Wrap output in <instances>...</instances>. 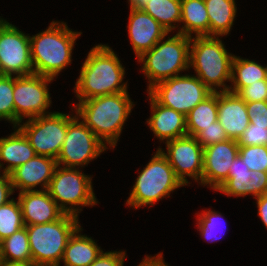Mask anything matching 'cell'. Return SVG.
I'll list each match as a JSON object with an SVG mask.
<instances>
[{
  "mask_svg": "<svg viewBox=\"0 0 267 266\" xmlns=\"http://www.w3.org/2000/svg\"><path fill=\"white\" fill-rule=\"evenodd\" d=\"M125 68L117 54L107 45L91 48L75 83L79 101L108 94L127 92V82L122 83Z\"/></svg>",
  "mask_w": 267,
  "mask_h": 266,
  "instance_id": "6da1fadb",
  "label": "cell"
},
{
  "mask_svg": "<svg viewBox=\"0 0 267 266\" xmlns=\"http://www.w3.org/2000/svg\"><path fill=\"white\" fill-rule=\"evenodd\" d=\"M132 107L134 104L127 91L79 101L73 108L79 119L114 149Z\"/></svg>",
  "mask_w": 267,
  "mask_h": 266,
  "instance_id": "7a4b0ae2",
  "label": "cell"
},
{
  "mask_svg": "<svg viewBox=\"0 0 267 266\" xmlns=\"http://www.w3.org/2000/svg\"><path fill=\"white\" fill-rule=\"evenodd\" d=\"M81 34L70 30L65 22L53 21L45 31L30 36L34 74L57 77L71 64L72 50Z\"/></svg>",
  "mask_w": 267,
  "mask_h": 266,
  "instance_id": "3957f363",
  "label": "cell"
},
{
  "mask_svg": "<svg viewBox=\"0 0 267 266\" xmlns=\"http://www.w3.org/2000/svg\"><path fill=\"white\" fill-rule=\"evenodd\" d=\"M233 57L219 36L190 37L189 67L211 92L229 91Z\"/></svg>",
  "mask_w": 267,
  "mask_h": 266,
  "instance_id": "277c9868",
  "label": "cell"
},
{
  "mask_svg": "<svg viewBox=\"0 0 267 266\" xmlns=\"http://www.w3.org/2000/svg\"><path fill=\"white\" fill-rule=\"evenodd\" d=\"M163 40L137 58L139 63H143L142 72L149 80L147 91L155 84L190 69V37L177 33Z\"/></svg>",
  "mask_w": 267,
  "mask_h": 266,
  "instance_id": "5b68a950",
  "label": "cell"
},
{
  "mask_svg": "<svg viewBox=\"0 0 267 266\" xmlns=\"http://www.w3.org/2000/svg\"><path fill=\"white\" fill-rule=\"evenodd\" d=\"M79 223L77 216L65 213L51 223L25 225L32 262L37 266H60L70 237L81 227Z\"/></svg>",
  "mask_w": 267,
  "mask_h": 266,
  "instance_id": "8992f818",
  "label": "cell"
},
{
  "mask_svg": "<svg viewBox=\"0 0 267 266\" xmlns=\"http://www.w3.org/2000/svg\"><path fill=\"white\" fill-rule=\"evenodd\" d=\"M181 186L184 185L176 177L167 158L157 149L152 159L139 172L126 204L134 209L146 205L151 207L160 199L169 197L171 192Z\"/></svg>",
  "mask_w": 267,
  "mask_h": 266,
  "instance_id": "52a82bcc",
  "label": "cell"
},
{
  "mask_svg": "<svg viewBox=\"0 0 267 266\" xmlns=\"http://www.w3.org/2000/svg\"><path fill=\"white\" fill-rule=\"evenodd\" d=\"M78 169L57 166L47 188L52 199L66 214L77 217L82 211L81 206L92 207L98 203L93 192L92 177Z\"/></svg>",
  "mask_w": 267,
  "mask_h": 266,
  "instance_id": "ba28073f",
  "label": "cell"
},
{
  "mask_svg": "<svg viewBox=\"0 0 267 266\" xmlns=\"http://www.w3.org/2000/svg\"><path fill=\"white\" fill-rule=\"evenodd\" d=\"M147 92L159 104L184 116L212 93L197 76L187 74L161 81Z\"/></svg>",
  "mask_w": 267,
  "mask_h": 266,
  "instance_id": "9c48e42d",
  "label": "cell"
},
{
  "mask_svg": "<svg viewBox=\"0 0 267 266\" xmlns=\"http://www.w3.org/2000/svg\"><path fill=\"white\" fill-rule=\"evenodd\" d=\"M72 115H68L65 140L57 157L58 166L62 165L65 168L84 167L108 149L76 114Z\"/></svg>",
  "mask_w": 267,
  "mask_h": 266,
  "instance_id": "30bf717a",
  "label": "cell"
},
{
  "mask_svg": "<svg viewBox=\"0 0 267 266\" xmlns=\"http://www.w3.org/2000/svg\"><path fill=\"white\" fill-rule=\"evenodd\" d=\"M68 126V114L52 112L28 119L18 128L24 133L37 155L57 160Z\"/></svg>",
  "mask_w": 267,
  "mask_h": 266,
  "instance_id": "8fae6325",
  "label": "cell"
},
{
  "mask_svg": "<svg viewBox=\"0 0 267 266\" xmlns=\"http://www.w3.org/2000/svg\"><path fill=\"white\" fill-rule=\"evenodd\" d=\"M54 79L39 74L13 76V100L15 108V128L23 119L47 115L51 105L48 83Z\"/></svg>",
  "mask_w": 267,
  "mask_h": 266,
  "instance_id": "7c38bea8",
  "label": "cell"
},
{
  "mask_svg": "<svg viewBox=\"0 0 267 266\" xmlns=\"http://www.w3.org/2000/svg\"><path fill=\"white\" fill-rule=\"evenodd\" d=\"M33 73L30 36L3 20L0 24V75L26 76Z\"/></svg>",
  "mask_w": 267,
  "mask_h": 266,
  "instance_id": "4fadbf2b",
  "label": "cell"
},
{
  "mask_svg": "<svg viewBox=\"0 0 267 266\" xmlns=\"http://www.w3.org/2000/svg\"><path fill=\"white\" fill-rule=\"evenodd\" d=\"M166 153L162 148H158L167 158L169 164L174 169L176 177L187 184L188 176L202 185L203 156L204 148L195 137L185 135L165 142ZM187 175V176H186Z\"/></svg>",
  "mask_w": 267,
  "mask_h": 266,
  "instance_id": "5bb4252c",
  "label": "cell"
},
{
  "mask_svg": "<svg viewBox=\"0 0 267 266\" xmlns=\"http://www.w3.org/2000/svg\"><path fill=\"white\" fill-rule=\"evenodd\" d=\"M237 140L228 139L204 148L202 185L217 190L228 178L229 168L238 156Z\"/></svg>",
  "mask_w": 267,
  "mask_h": 266,
  "instance_id": "9a60e30c",
  "label": "cell"
},
{
  "mask_svg": "<svg viewBox=\"0 0 267 266\" xmlns=\"http://www.w3.org/2000/svg\"><path fill=\"white\" fill-rule=\"evenodd\" d=\"M57 166L56 159L36 155L9 174L13 190L34 191L38 185L47 190Z\"/></svg>",
  "mask_w": 267,
  "mask_h": 266,
  "instance_id": "2e32d148",
  "label": "cell"
},
{
  "mask_svg": "<svg viewBox=\"0 0 267 266\" xmlns=\"http://www.w3.org/2000/svg\"><path fill=\"white\" fill-rule=\"evenodd\" d=\"M128 23L130 42L137 58L169 34L159 22L143 10L130 9Z\"/></svg>",
  "mask_w": 267,
  "mask_h": 266,
  "instance_id": "e0dca14e",
  "label": "cell"
},
{
  "mask_svg": "<svg viewBox=\"0 0 267 266\" xmlns=\"http://www.w3.org/2000/svg\"><path fill=\"white\" fill-rule=\"evenodd\" d=\"M18 195L25 225L51 223L65 214L47 190L23 191Z\"/></svg>",
  "mask_w": 267,
  "mask_h": 266,
  "instance_id": "ac0fdd59",
  "label": "cell"
},
{
  "mask_svg": "<svg viewBox=\"0 0 267 266\" xmlns=\"http://www.w3.org/2000/svg\"><path fill=\"white\" fill-rule=\"evenodd\" d=\"M218 121L229 139L238 140L250 124L246 102L238 95L217 92Z\"/></svg>",
  "mask_w": 267,
  "mask_h": 266,
  "instance_id": "d6986e66",
  "label": "cell"
},
{
  "mask_svg": "<svg viewBox=\"0 0 267 266\" xmlns=\"http://www.w3.org/2000/svg\"><path fill=\"white\" fill-rule=\"evenodd\" d=\"M151 117L147 124L160 141H169L187 135L185 116L159 104L149 93Z\"/></svg>",
  "mask_w": 267,
  "mask_h": 266,
  "instance_id": "ffe728a7",
  "label": "cell"
},
{
  "mask_svg": "<svg viewBox=\"0 0 267 266\" xmlns=\"http://www.w3.org/2000/svg\"><path fill=\"white\" fill-rule=\"evenodd\" d=\"M16 128L8 137L0 138V161L8 164L4 167L3 162H0V170L3 167V172L8 175L37 155L24 133Z\"/></svg>",
  "mask_w": 267,
  "mask_h": 266,
  "instance_id": "44dd1931",
  "label": "cell"
},
{
  "mask_svg": "<svg viewBox=\"0 0 267 266\" xmlns=\"http://www.w3.org/2000/svg\"><path fill=\"white\" fill-rule=\"evenodd\" d=\"M81 229L74 232L65 247L61 260L64 266H89L102 252L95 240L85 234L81 235Z\"/></svg>",
  "mask_w": 267,
  "mask_h": 266,
  "instance_id": "7402d4cb",
  "label": "cell"
},
{
  "mask_svg": "<svg viewBox=\"0 0 267 266\" xmlns=\"http://www.w3.org/2000/svg\"><path fill=\"white\" fill-rule=\"evenodd\" d=\"M177 33L193 37L209 36V18L204 0H181V20Z\"/></svg>",
  "mask_w": 267,
  "mask_h": 266,
  "instance_id": "603a6c76",
  "label": "cell"
},
{
  "mask_svg": "<svg viewBox=\"0 0 267 266\" xmlns=\"http://www.w3.org/2000/svg\"><path fill=\"white\" fill-rule=\"evenodd\" d=\"M209 18V36L229 34L237 7L235 0H204Z\"/></svg>",
  "mask_w": 267,
  "mask_h": 266,
  "instance_id": "cb8c5ba5",
  "label": "cell"
},
{
  "mask_svg": "<svg viewBox=\"0 0 267 266\" xmlns=\"http://www.w3.org/2000/svg\"><path fill=\"white\" fill-rule=\"evenodd\" d=\"M263 79H267V66L265 67L254 60L242 59L234 55L231 70L232 85L229 87V92L238 94L244 87L260 83V80Z\"/></svg>",
  "mask_w": 267,
  "mask_h": 266,
  "instance_id": "d4e9b609",
  "label": "cell"
},
{
  "mask_svg": "<svg viewBox=\"0 0 267 266\" xmlns=\"http://www.w3.org/2000/svg\"><path fill=\"white\" fill-rule=\"evenodd\" d=\"M187 135L196 137L204 128L218 120L217 92H212L186 116Z\"/></svg>",
  "mask_w": 267,
  "mask_h": 266,
  "instance_id": "484cf974",
  "label": "cell"
},
{
  "mask_svg": "<svg viewBox=\"0 0 267 266\" xmlns=\"http://www.w3.org/2000/svg\"><path fill=\"white\" fill-rule=\"evenodd\" d=\"M251 174L252 171L249 170L238 155L230 165L227 180L216 191L222 192L228 197H245L248 194L253 196Z\"/></svg>",
  "mask_w": 267,
  "mask_h": 266,
  "instance_id": "4316f807",
  "label": "cell"
},
{
  "mask_svg": "<svg viewBox=\"0 0 267 266\" xmlns=\"http://www.w3.org/2000/svg\"><path fill=\"white\" fill-rule=\"evenodd\" d=\"M0 259L10 262L32 261L26 226L0 242Z\"/></svg>",
  "mask_w": 267,
  "mask_h": 266,
  "instance_id": "83f0119b",
  "label": "cell"
},
{
  "mask_svg": "<svg viewBox=\"0 0 267 266\" xmlns=\"http://www.w3.org/2000/svg\"><path fill=\"white\" fill-rule=\"evenodd\" d=\"M143 11L152 16L169 33L179 27V24L177 26L175 24L181 20V0H151Z\"/></svg>",
  "mask_w": 267,
  "mask_h": 266,
  "instance_id": "f1b7e54d",
  "label": "cell"
},
{
  "mask_svg": "<svg viewBox=\"0 0 267 266\" xmlns=\"http://www.w3.org/2000/svg\"><path fill=\"white\" fill-rule=\"evenodd\" d=\"M19 200L10 199L0 206V242L24 227Z\"/></svg>",
  "mask_w": 267,
  "mask_h": 266,
  "instance_id": "f546056e",
  "label": "cell"
},
{
  "mask_svg": "<svg viewBox=\"0 0 267 266\" xmlns=\"http://www.w3.org/2000/svg\"><path fill=\"white\" fill-rule=\"evenodd\" d=\"M4 119L13 123L15 129L12 75H0V121Z\"/></svg>",
  "mask_w": 267,
  "mask_h": 266,
  "instance_id": "4dcf8cb0",
  "label": "cell"
},
{
  "mask_svg": "<svg viewBox=\"0 0 267 266\" xmlns=\"http://www.w3.org/2000/svg\"><path fill=\"white\" fill-rule=\"evenodd\" d=\"M238 155L250 171L267 172V145L239 146Z\"/></svg>",
  "mask_w": 267,
  "mask_h": 266,
  "instance_id": "1f68e13d",
  "label": "cell"
},
{
  "mask_svg": "<svg viewBox=\"0 0 267 266\" xmlns=\"http://www.w3.org/2000/svg\"><path fill=\"white\" fill-rule=\"evenodd\" d=\"M203 213H199L197 216V228L199 229L198 231L200 232V235L202 238L210 242L217 241L219 237L223 235H217L216 233L219 232V225L222 222V215L219 212H215L212 210H206L202 211ZM221 221V222H220ZM226 223V222H225ZM220 234V233H219ZM218 236V237H217Z\"/></svg>",
  "mask_w": 267,
  "mask_h": 266,
  "instance_id": "d6a6232c",
  "label": "cell"
},
{
  "mask_svg": "<svg viewBox=\"0 0 267 266\" xmlns=\"http://www.w3.org/2000/svg\"><path fill=\"white\" fill-rule=\"evenodd\" d=\"M238 146L267 145V126L249 124L237 140Z\"/></svg>",
  "mask_w": 267,
  "mask_h": 266,
  "instance_id": "836d02e7",
  "label": "cell"
},
{
  "mask_svg": "<svg viewBox=\"0 0 267 266\" xmlns=\"http://www.w3.org/2000/svg\"><path fill=\"white\" fill-rule=\"evenodd\" d=\"M195 138L203 148L229 139L218 120L204 128Z\"/></svg>",
  "mask_w": 267,
  "mask_h": 266,
  "instance_id": "e575fe53",
  "label": "cell"
},
{
  "mask_svg": "<svg viewBox=\"0 0 267 266\" xmlns=\"http://www.w3.org/2000/svg\"><path fill=\"white\" fill-rule=\"evenodd\" d=\"M238 95L245 102L267 101V79L244 87Z\"/></svg>",
  "mask_w": 267,
  "mask_h": 266,
  "instance_id": "d590c367",
  "label": "cell"
},
{
  "mask_svg": "<svg viewBox=\"0 0 267 266\" xmlns=\"http://www.w3.org/2000/svg\"><path fill=\"white\" fill-rule=\"evenodd\" d=\"M251 124L267 126V101L246 102Z\"/></svg>",
  "mask_w": 267,
  "mask_h": 266,
  "instance_id": "8d00e7d4",
  "label": "cell"
},
{
  "mask_svg": "<svg viewBox=\"0 0 267 266\" xmlns=\"http://www.w3.org/2000/svg\"><path fill=\"white\" fill-rule=\"evenodd\" d=\"M125 256V251H102L89 266H123Z\"/></svg>",
  "mask_w": 267,
  "mask_h": 266,
  "instance_id": "74e56055",
  "label": "cell"
},
{
  "mask_svg": "<svg viewBox=\"0 0 267 266\" xmlns=\"http://www.w3.org/2000/svg\"><path fill=\"white\" fill-rule=\"evenodd\" d=\"M252 181L253 197H259L267 193V172L253 171L250 175Z\"/></svg>",
  "mask_w": 267,
  "mask_h": 266,
  "instance_id": "f35d334b",
  "label": "cell"
},
{
  "mask_svg": "<svg viewBox=\"0 0 267 266\" xmlns=\"http://www.w3.org/2000/svg\"><path fill=\"white\" fill-rule=\"evenodd\" d=\"M14 193L10 176L4 172L0 174V206L10 201L8 198Z\"/></svg>",
  "mask_w": 267,
  "mask_h": 266,
  "instance_id": "ab89813d",
  "label": "cell"
},
{
  "mask_svg": "<svg viewBox=\"0 0 267 266\" xmlns=\"http://www.w3.org/2000/svg\"><path fill=\"white\" fill-rule=\"evenodd\" d=\"M258 208V216L267 228V193L255 198Z\"/></svg>",
  "mask_w": 267,
  "mask_h": 266,
  "instance_id": "60d3db41",
  "label": "cell"
},
{
  "mask_svg": "<svg viewBox=\"0 0 267 266\" xmlns=\"http://www.w3.org/2000/svg\"><path fill=\"white\" fill-rule=\"evenodd\" d=\"M138 266H168L163 260V254L159 253L156 256H146Z\"/></svg>",
  "mask_w": 267,
  "mask_h": 266,
  "instance_id": "b9f144b4",
  "label": "cell"
},
{
  "mask_svg": "<svg viewBox=\"0 0 267 266\" xmlns=\"http://www.w3.org/2000/svg\"><path fill=\"white\" fill-rule=\"evenodd\" d=\"M130 4V9L135 10H143L144 7L148 4L151 0H128Z\"/></svg>",
  "mask_w": 267,
  "mask_h": 266,
  "instance_id": "7bdbcfd3",
  "label": "cell"
},
{
  "mask_svg": "<svg viewBox=\"0 0 267 266\" xmlns=\"http://www.w3.org/2000/svg\"><path fill=\"white\" fill-rule=\"evenodd\" d=\"M0 266H37L32 261L31 262H10L1 261Z\"/></svg>",
  "mask_w": 267,
  "mask_h": 266,
  "instance_id": "ee69618b",
  "label": "cell"
}]
</instances>
